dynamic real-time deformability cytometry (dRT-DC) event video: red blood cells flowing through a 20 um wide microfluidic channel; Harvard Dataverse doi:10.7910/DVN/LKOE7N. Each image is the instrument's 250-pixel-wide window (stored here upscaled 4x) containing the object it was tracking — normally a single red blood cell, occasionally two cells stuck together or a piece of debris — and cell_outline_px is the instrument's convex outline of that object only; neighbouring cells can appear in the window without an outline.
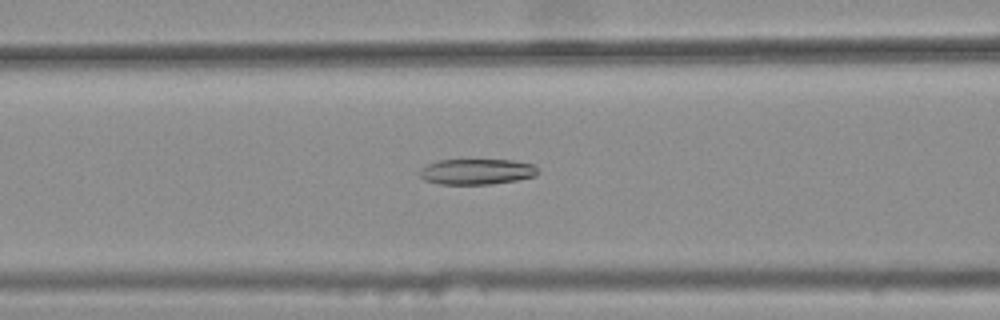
{"species": "common noctule bat (a hibernating species)", "species_latin": "Nyctalus noctula", "temperature_condition": "warm", "stored_images_in_passage": 43, "camera_frame_rate_fps": 3000, "um_per_image_px": 0.085, "animal": {"sex": "female", "body_mass_g": 25.1}, "frame": {"image": 1, "passage_image": 20, "time_ms": 6.333, "image_size_px": [1000, 320], "cell_outline_px": [[540, 172], [536, 176], [516, 180], [492, 184], [440, 184], [424, 180], [420, 176], [420, 172], [428, 164], [436, 160], [512, 160], [532, 164]], "centroid_in_image_um": [40.54, 14.59], "position_along_channel_um": 126.1, "area_um2": 17.57}}
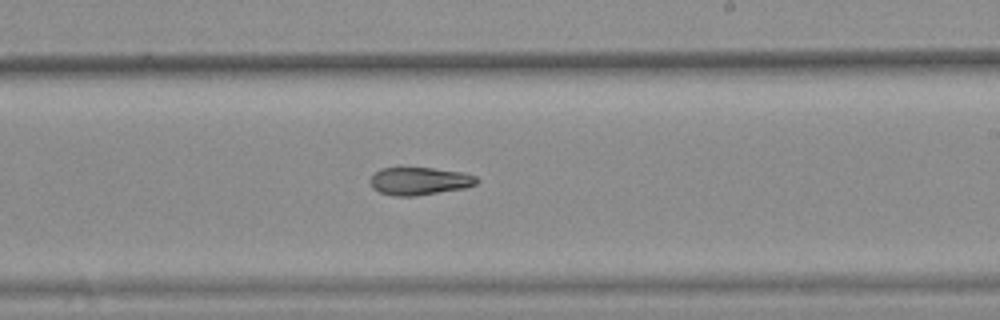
{"frame": {"image": 2, "passage_image": 30, "time_ms": 9.667, "image_size_px": [1000, 320], "cell_outline_px": [[480, 180], [476, 184], [464, 188], [416, 196], [392, 196], [380, 192], [372, 188], [368, 180], [380, 168], [432, 168], [464, 172], [476, 176]], "centroid_in_image_um": [35.65, 15.39], "position_along_channel_um": 253.3, "area_um2": 17.34}}
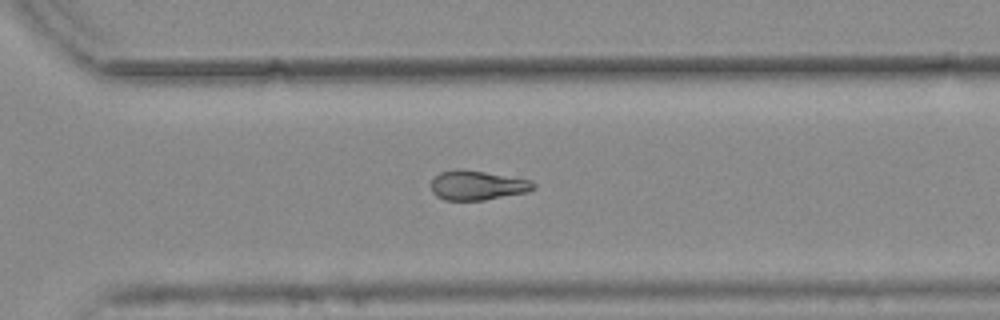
{"frame": {"image": 3, "passage_image": 36, "time_ms": 11.667, "image_size_px": [1000, 320], "cell_outline_px": [[536, 188], [528, 192], [484, 200], [444, 200], [436, 196], [432, 192], [432, 180], [440, 172], [456, 168], [460, 168], [532, 180], [536, 184]], "centroid_in_image_um": [40.59, 15.75], "position_along_channel_um": 330.0, "area_um2": 17.69}}